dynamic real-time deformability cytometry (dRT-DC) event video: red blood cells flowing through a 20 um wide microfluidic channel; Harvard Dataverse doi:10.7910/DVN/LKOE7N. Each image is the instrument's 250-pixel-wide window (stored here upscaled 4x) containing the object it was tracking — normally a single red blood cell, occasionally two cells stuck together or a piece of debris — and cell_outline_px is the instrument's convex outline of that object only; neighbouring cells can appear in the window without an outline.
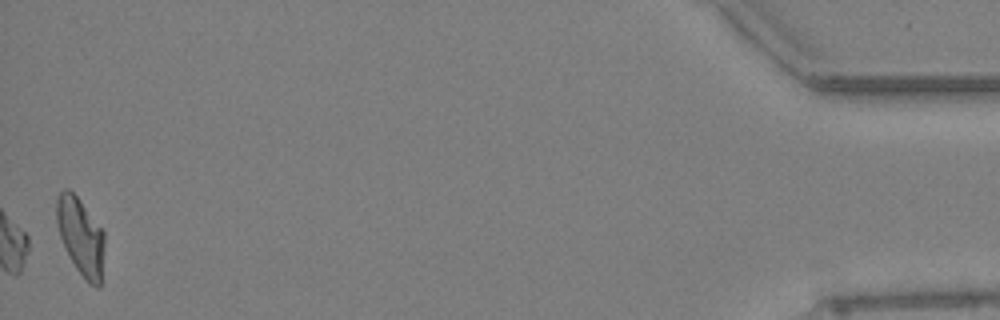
{"species": "Egyptian fruit bat (a non-hibernating species)", "species_latin": "Rousettus aegyptiacus", "temperature_condition": "warm", "stored_images_in_passage": 49, "camera_frame_rate_fps": 3000, "um_per_image_px": 0.085, "animal": {"sex": "female"}, "frame": {"image": 1, "passage_image": 49, "time_ms": 16.0, "image_size_px": [1000, 320], "cell_outline_px": [[104, 244], [100, 284], [96, 288], [88, 284], [76, 268], [60, 236], [56, 224], [56, 200], [60, 192], [64, 188], [68, 188], [80, 200], [104, 232]], "centroid_in_image_um": [6.85, 20.08], "position_along_channel_um": 428.4, "area_um2": 21.27}}